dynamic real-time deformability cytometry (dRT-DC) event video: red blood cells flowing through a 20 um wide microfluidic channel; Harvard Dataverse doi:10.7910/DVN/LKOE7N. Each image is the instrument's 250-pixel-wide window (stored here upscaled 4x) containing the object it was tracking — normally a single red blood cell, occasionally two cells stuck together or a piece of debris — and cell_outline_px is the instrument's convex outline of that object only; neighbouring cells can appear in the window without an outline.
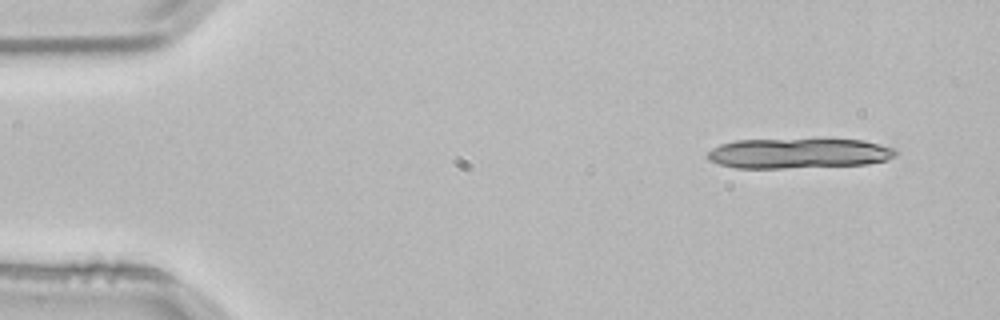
{"species": "common noctule bat (a hibernating species)", "species_latin": "Nyctalus noctula", "temperature_condition": "room temperature", "stored_images_in_passage": 16, "camera_frame_rate_fps": 3000, "um_per_image_px": 0.085, "animal": {"sex": "male", "body_mass_g": 21.5, "forearm_length_mm": 52.0}, "frame": {"image": 1, "passage_image": 4, "time_ms": 1.0, "image_size_px": [1000, 320], "cell_outline_px": [[900, 152], [896, 156], [888, 160], [868, 164], [784, 168], [736, 168], [720, 164], [708, 160], [708, 152], [712, 148], [720, 144], [736, 140], [864, 140], [896, 148]], "centroid_in_image_um": [67.93, 13.04], "position_along_channel_um": 17.1, "area_um2": 32.95}}